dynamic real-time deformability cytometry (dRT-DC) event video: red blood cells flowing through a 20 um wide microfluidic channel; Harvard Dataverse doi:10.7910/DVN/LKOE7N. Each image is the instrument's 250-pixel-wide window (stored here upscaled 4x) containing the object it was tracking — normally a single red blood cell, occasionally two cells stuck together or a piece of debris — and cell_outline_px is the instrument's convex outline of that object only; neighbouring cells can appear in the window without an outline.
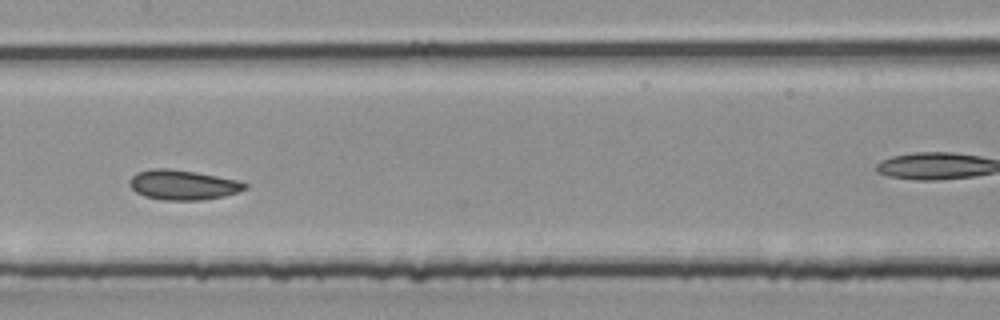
{"species": "common noctule bat (a hibernating species)", "species_latin": "Nyctalus noctula", "temperature_condition": "room temperature", "stored_images_in_passage": 31, "camera_frame_rate_fps": 3000, "um_per_image_px": 0.085, "animal": {"sex": "male", "body_mass_g": 20.4}, "frame": {"image": 1, "passage_image": 14, "time_ms": 4.333, "image_size_px": [1000, 320], "cell_outline_px": [[248, 188], [224, 196], [204, 200], [164, 200], [144, 196], [136, 192], [128, 184], [128, 180], [136, 172], [152, 168], [168, 168], [196, 172], [236, 180], [248, 184]], "centroid_in_image_um": [15.51, 15.71], "position_along_channel_um": 191.9, "area_um2": 20.11}}
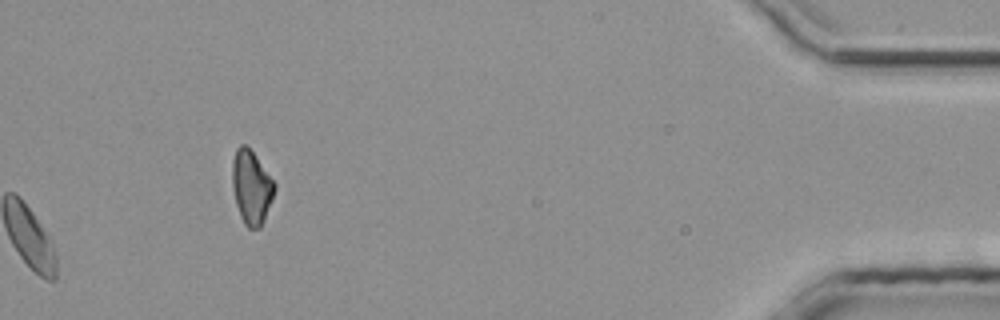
{"frame": {"image": 2, "passage_image": 31, "time_ms": 10.0, "image_size_px": [1000, 320], "cell_outline_px": [[276, 188], [272, 200], [260, 228], [248, 228], [244, 224], [240, 216], [236, 204], [232, 184], [232, 160], [236, 148], [240, 144], [244, 144], [252, 152], [276, 184]], "centroid_in_image_um": [21.35, 15.92], "position_along_channel_um": 413.8, "area_um2": 17.98}}